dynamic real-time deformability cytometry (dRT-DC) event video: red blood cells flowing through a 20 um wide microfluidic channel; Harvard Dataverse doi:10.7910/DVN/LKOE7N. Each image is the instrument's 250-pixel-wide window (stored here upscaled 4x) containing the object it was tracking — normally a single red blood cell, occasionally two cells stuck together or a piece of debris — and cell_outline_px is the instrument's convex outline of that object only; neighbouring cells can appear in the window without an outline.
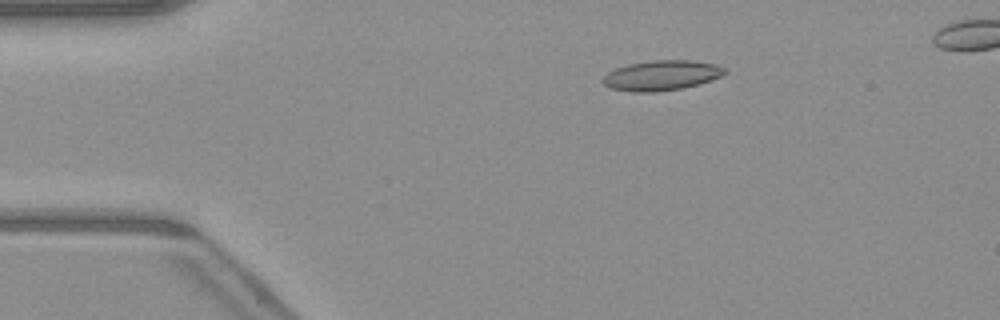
{"species": "common noctule bat (a hibernating species)", "species_latin": "Nyctalus noctula", "temperature_condition": "warm", "stored_images_in_passage": 49, "camera_frame_rate_fps": 3000, "um_per_image_px": 0.085, "animal": {"sex": "male", "body_mass_g": 23.1, "forearm_length_mm": 52.7}, "frame": {"image": 1, "passage_image": 9, "time_ms": 2.667, "image_size_px": [1000, 320], "cell_outline_px": [[728, 72], [712, 80], [700, 84], [684, 88], [652, 92], [632, 92], [612, 88], [604, 84], [600, 80], [608, 72], [616, 68], [628, 64], [652, 60], [688, 60], [716, 64], [724, 68]], "centroid_in_image_um": [56.23, 6.41], "position_along_channel_um": 28.8, "area_um2": 21.39}}
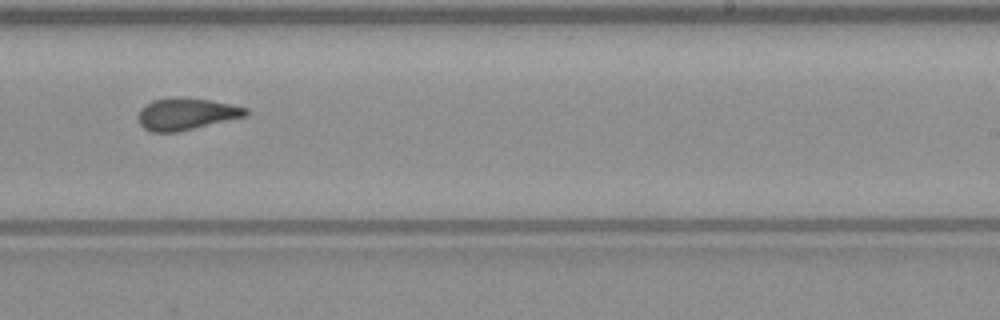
{"frame": {"image": 2, "passage_image": 31, "time_ms": 10.0, "image_size_px": [1000, 320], "cell_outline_px": [[248, 116], [176, 132], [152, 132], [144, 128], [140, 124], [136, 116], [140, 108], [152, 100], [176, 96], [208, 100], [248, 108]], "centroid_in_image_um": [15.79, 9.68], "position_along_channel_um": 273.2, "area_um2": 20.06}}
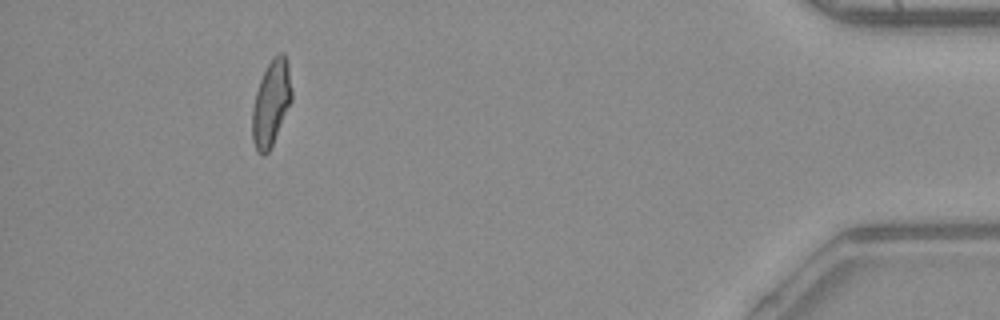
{"frame": {"image": 3, "passage_image": 46, "time_ms": 15.0, "image_size_px": [1000, 320], "cell_outline_px": [[292, 100], [272, 144], [268, 152], [264, 156], [260, 156], [256, 152], [252, 140], [252, 108], [256, 92], [260, 80], [272, 56], [280, 52], [284, 52], [288, 60], [292, 88]], "centroid_in_image_um": [23.05, 8.75], "position_along_channel_um": 412.2, "area_um2": 19.88}}